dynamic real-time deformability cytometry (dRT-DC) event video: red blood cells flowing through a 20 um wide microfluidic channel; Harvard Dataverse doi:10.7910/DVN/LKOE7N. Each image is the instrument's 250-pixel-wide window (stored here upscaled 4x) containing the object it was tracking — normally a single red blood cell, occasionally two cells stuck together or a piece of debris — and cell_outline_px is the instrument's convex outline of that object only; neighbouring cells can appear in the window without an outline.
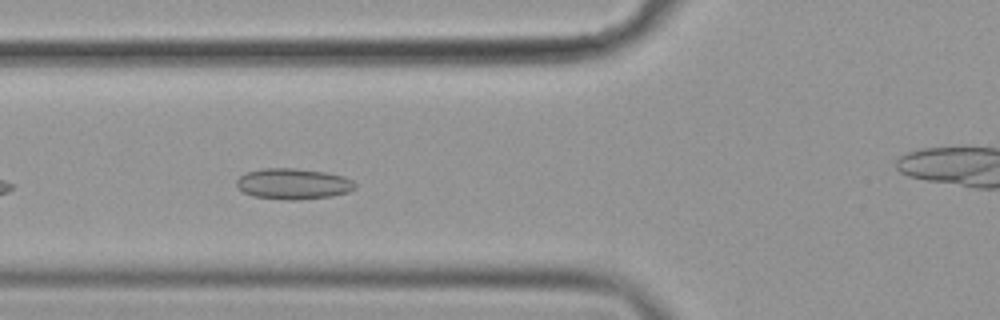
{"species": "common noctule bat (a hibernating species)", "species_latin": "Nyctalus noctula", "temperature_condition": "cold", "stored_images_in_passage": 43, "camera_frame_rate_fps": 3000, "um_per_image_px": 0.085, "animal": {"sex": "female", "body_mass_g": 19.9}, "frame": {"image": 1, "passage_image": 7, "time_ms": 2.0, "image_size_px": [1000, 320], "cell_outline_px": [[356, 188], [348, 192], [332, 196], [300, 200], [284, 200], [252, 196], [244, 192], [236, 184], [236, 180], [240, 176], [248, 172], [264, 168], [296, 168], [328, 172], [344, 176], [352, 180], [356, 184]], "centroid_in_image_um": [24.96, 15.63], "position_along_channel_um": 100.8, "area_um2": 21.5}}
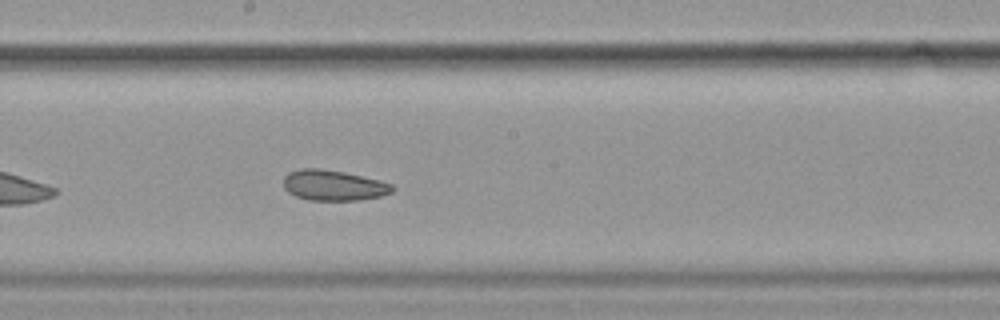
{"frame": {"image": 2, "passage_image": 17, "time_ms": 5.333, "image_size_px": [1000, 320], "cell_outline_px": [[396, 188], [392, 192], [380, 196], [360, 200], [308, 200], [296, 196], [288, 192], [284, 188], [284, 176], [288, 172], [300, 168], [320, 168], [344, 172], [380, 180], [392, 184]], "centroid_in_image_um": [28.34, 15.75], "position_along_channel_um": 219.9, "area_um2": 19.48}}
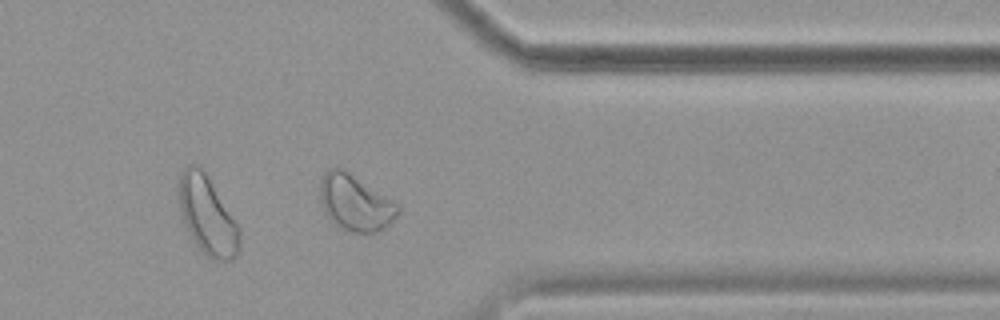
{"frame": {"image": 3, "passage_image": 31, "time_ms": 10.0, "image_size_px": [1000, 320], "cell_outline_px": [[400, 212], [384, 228], [376, 232], [352, 232], [336, 224], [324, 212], [320, 200], [320, 180], [324, 172], [328, 168], [344, 168], [396, 204], [400, 208]], "centroid_in_image_um": [30.15, 17.21], "position_along_channel_um": 381.2, "area_um2": 24.91}}